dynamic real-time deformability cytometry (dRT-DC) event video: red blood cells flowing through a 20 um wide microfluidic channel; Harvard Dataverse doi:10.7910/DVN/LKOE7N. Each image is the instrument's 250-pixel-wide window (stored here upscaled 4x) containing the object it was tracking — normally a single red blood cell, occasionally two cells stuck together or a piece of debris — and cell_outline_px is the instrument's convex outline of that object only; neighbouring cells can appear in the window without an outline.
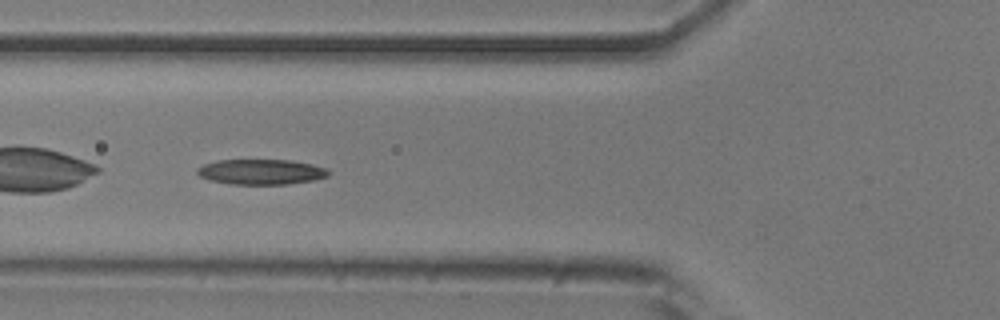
{"species": "common noctule bat (a hibernating species)", "species_latin": "Nyctalus noctula", "temperature_condition": "room temperature", "stored_images_in_passage": 29, "camera_frame_rate_fps": 3000, "um_per_image_px": 0.085, "animal": {"sex": "male", "body_mass_g": 20.5, "forearm_length_mm": 52.5}, "frame": {"image": 1, "passage_image": 15, "time_ms": 4.667, "image_size_px": [1000, 320], "cell_outline_px": [[332, 172], [328, 176], [312, 180], [288, 184], [232, 184], [212, 180], [200, 176], [196, 172], [196, 168], [204, 164], [216, 160], [288, 160], [312, 164], [328, 168]], "centroid_in_image_um": [22.22, 14.6], "position_along_channel_um": 103.6, "area_um2": 19.31}}
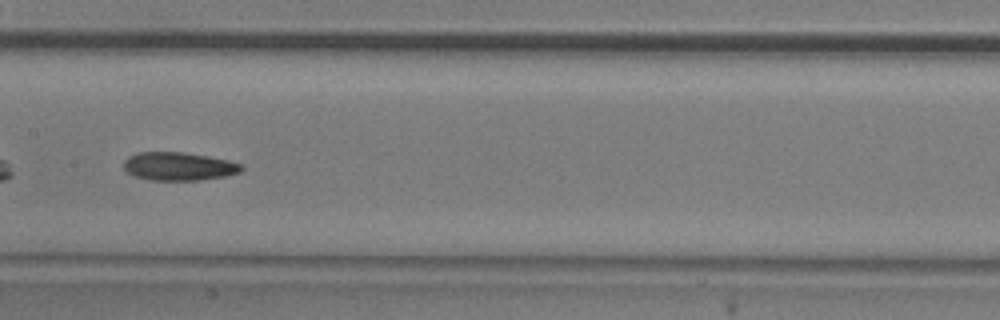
{"frame": {"image": 2, "passage_image": 22, "time_ms": 7.0, "image_size_px": [1000, 320], "cell_outline_px": [[244, 168], [240, 172], [224, 176], [200, 180], [148, 180], [136, 176], [128, 172], [124, 168], [124, 160], [128, 156], [136, 152], [184, 152], [208, 156], [228, 160], [244, 164]], "centroid_in_image_um": [15.21, 14.13], "position_along_channel_um": 192.2, "area_um2": 19.48}}